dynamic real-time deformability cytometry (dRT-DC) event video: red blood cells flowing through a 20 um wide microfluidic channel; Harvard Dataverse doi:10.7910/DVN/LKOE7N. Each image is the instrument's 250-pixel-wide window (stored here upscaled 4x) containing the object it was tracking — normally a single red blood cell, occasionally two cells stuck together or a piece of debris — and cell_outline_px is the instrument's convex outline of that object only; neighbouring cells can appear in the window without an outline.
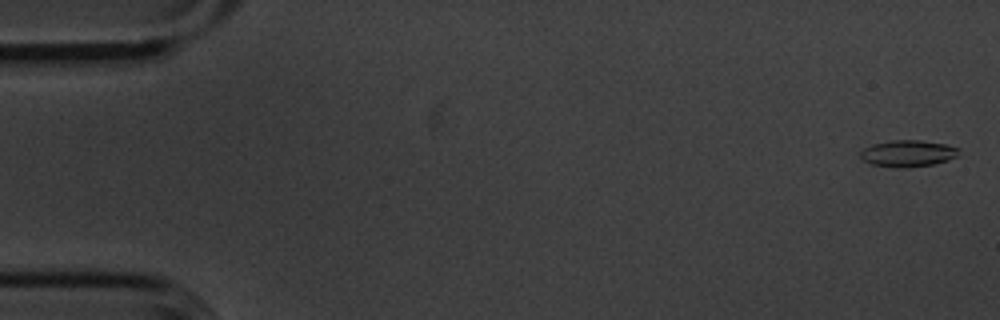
{"species": "common noctule bat (a hibernating species)", "species_latin": "Nyctalus noctula", "temperature_condition": "cold", "stored_images_in_passage": 56, "camera_frame_rate_fps": 3000, "um_per_image_px": 0.085, "animal": {"sex": "male", "body_mass_g": 20.1, "forearm_length_mm": 53.5}, "frame": {"image": 1, "passage_image": 2, "time_ms": 0.333, "image_size_px": [1000, 320], "cell_outline_px": [[960, 148], [956, 156], [948, 160], [932, 164], [908, 168], [892, 168], [872, 164], [860, 160], [860, 152], [864, 148], [872, 144], [892, 140], [920, 140], [944, 144]], "centroid_in_image_um": [77.12, 13.05], "position_along_channel_um": 7.9, "area_um2": 15.37}}
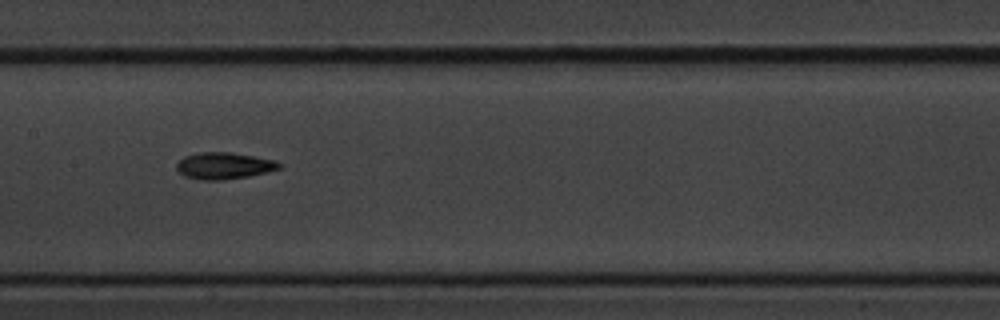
{"frame": {"image": 2, "passage_image": 28, "time_ms": 9.0, "image_size_px": [1000, 320], "cell_outline_px": [[284, 164], [280, 168], [268, 172], [248, 176], [224, 180], [200, 180], [184, 176], [176, 168], [176, 164], [184, 156], [196, 152], [232, 152], [276, 160]], "centroid_in_image_um": [19.06, 14.08], "position_along_channel_um": 188.3, "area_um2": 16.18}}
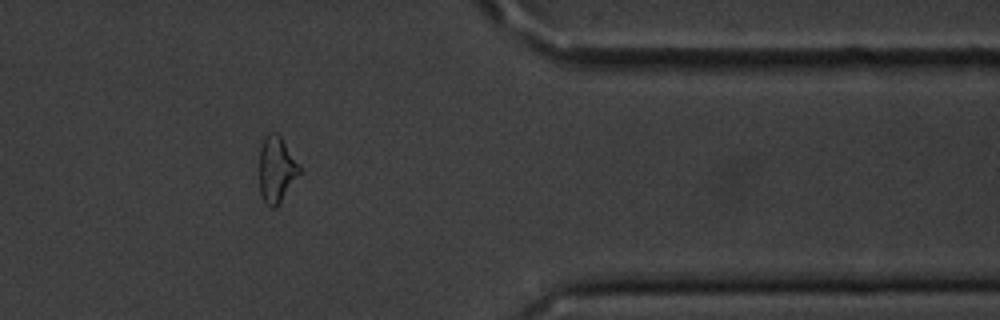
{"frame": {"image": 3, "passage_image": 46, "time_ms": 15.0, "image_size_px": [1000, 320], "cell_outline_px": [[300, 172], [276, 208], [272, 208], [260, 196], [260, 148], [264, 136], [268, 132], [276, 132], [280, 136], [300, 164]], "centroid_in_image_um": [23.49, 14.37], "position_along_channel_um": 387.9, "area_um2": 15.32}, "authors_computed_cell_mechanics": {"area_um2": 15.606, "velocity_mm_per_s": 3.6266, "shape_relaxation_time_tau1_ms": 3.2555, "shape_relaxation_time_tau2_ms": null, "deformation_change_tau1": 0.1129, "deformation_change_tau2": null}}